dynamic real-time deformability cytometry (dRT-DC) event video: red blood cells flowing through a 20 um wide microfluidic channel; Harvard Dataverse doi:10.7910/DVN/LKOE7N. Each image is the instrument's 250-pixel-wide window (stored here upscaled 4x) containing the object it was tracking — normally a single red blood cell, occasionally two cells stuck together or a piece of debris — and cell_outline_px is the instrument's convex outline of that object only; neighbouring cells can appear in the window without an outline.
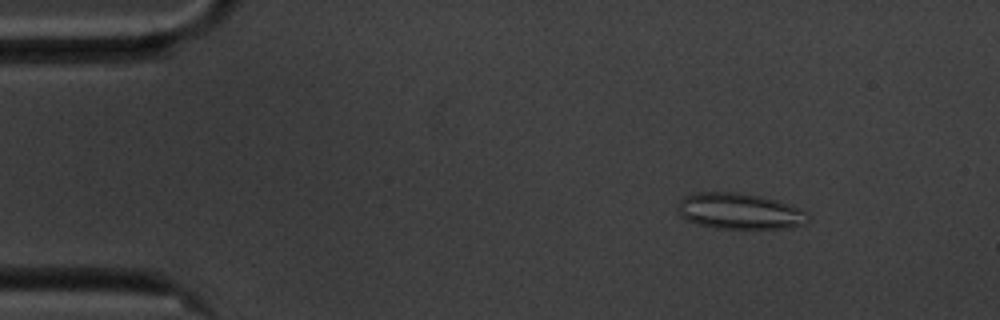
{"species": "common noctule bat (a hibernating species)", "species_latin": "Nyctalus noctula", "temperature_condition": "cold", "stored_images_in_passage": 56, "camera_frame_rate_fps": 3000, "um_per_image_px": 0.085, "animal": {"sex": "male", "body_mass_g": 20.1, "forearm_length_mm": 53.5}, "frame": {"image": 1, "passage_image": 7, "time_ms": 2.0, "image_size_px": [1000, 320], "cell_outline_px": [[808, 220], [804, 224], [792, 228], [716, 228], [700, 224], [688, 220], [680, 216], [680, 200], [684, 196], [696, 192], [736, 192], [760, 196], [792, 204], [808, 212]], "centroid_in_image_um": [62.92, 17.94], "position_along_channel_um": 22.1, "area_um2": 27.22}}
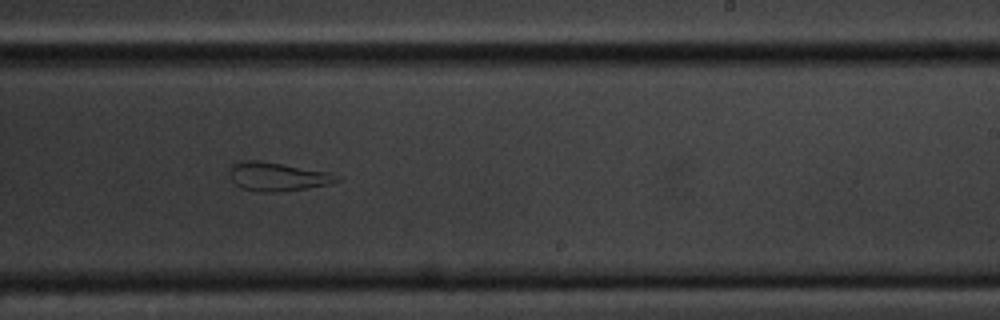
{"frame": {"image": 2, "passage_image": 34, "time_ms": 11.0, "image_size_px": [1000, 320], "cell_outline_px": [[340, 180], [332, 184], [276, 192], [260, 192], [240, 188], [232, 180], [228, 172], [228, 168], [232, 164], [240, 160], [256, 160], [328, 172], [340, 176]], "centroid_in_image_um": [23.53, 15.01], "position_along_channel_um": 265.5, "area_um2": 17.86}}
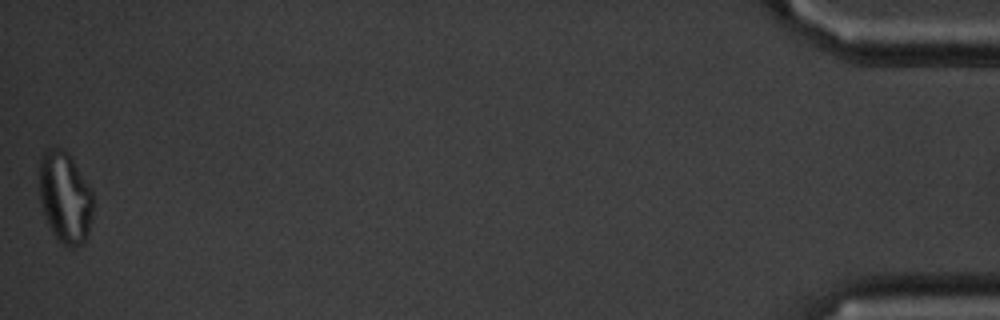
{"frame": {"image": 3, "passage_image": 56, "time_ms": 18.333, "image_size_px": [1000, 320], "cell_outline_px": [[92, 216], [88, 236], [84, 244], [72, 248], [56, 240], [48, 224], [40, 200], [40, 156], [48, 148], [56, 148], [64, 152], [72, 160], [92, 188]], "centroid_in_image_um": [5.54, 16.84], "position_along_channel_um": 429.7, "area_um2": 28.5}, "authors_computed_cell_mechanics": {"area_um2": 25.6343, "velocity_mm_per_s": 3.5226, "shape_relaxation_time_tau1_ms": null, "shape_relaxation_time_tau2_ms": 2.4683, "deformation_change_tau1": null, "deformation_change_tau2": 0.1161}}